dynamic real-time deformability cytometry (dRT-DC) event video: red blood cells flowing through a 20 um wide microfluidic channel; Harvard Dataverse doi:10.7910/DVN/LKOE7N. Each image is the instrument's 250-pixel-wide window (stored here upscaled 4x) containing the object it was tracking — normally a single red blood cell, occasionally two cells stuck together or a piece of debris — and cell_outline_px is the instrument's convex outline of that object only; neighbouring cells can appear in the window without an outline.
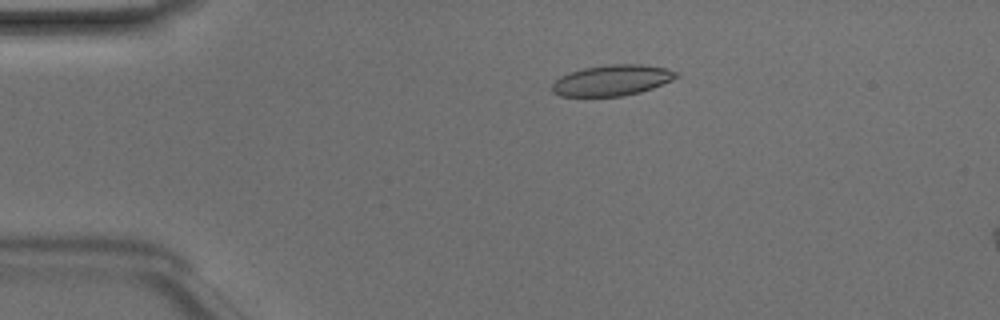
{"species": "Egyptian fruit bat (a non-hibernating species)", "species_latin": "Rousettus aegyptiacus", "temperature_condition": "room temperature", "stored_images_in_passage": 44, "camera_frame_rate_fps": 3000, "um_per_image_px": 0.085, "animal": {"sex": "male"}, "frame": {"image": 1, "passage_image": 5, "time_ms": 1.333, "image_size_px": [1000, 320], "cell_outline_px": [[680, 76], [672, 80], [652, 88], [640, 92], [624, 96], [560, 96], [552, 92], [552, 84], [560, 76], [584, 68], [608, 64], [640, 64], [668, 68], [680, 72]], "centroid_in_image_um": [52.07, 6.82], "position_along_channel_um": 32.9, "area_um2": 22.37}}
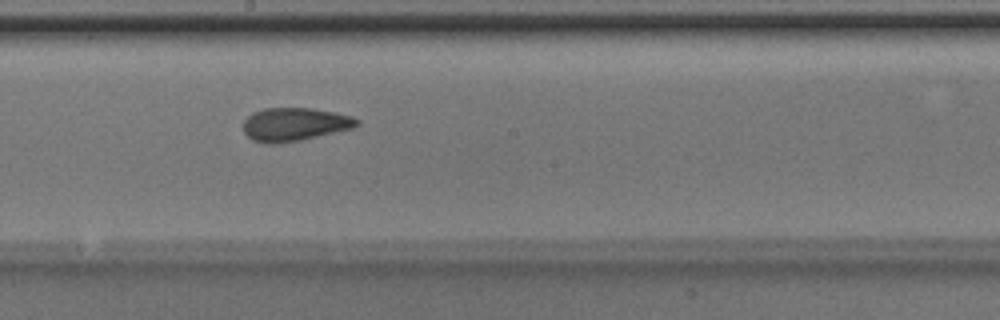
{"frame": {"image": 2, "passage_image": 22, "time_ms": 7.0, "image_size_px": [1000, 320], "cell_outline_px": [[360, 124], [352, 128], [300, 140], [276, 144], [264, 144], [252, 140], [244, 132], [244, 120], [252, 112], [264, 108], [312, 108], [352, 116], [360, 120]], "centroid_in_image_um": [25.01, 10.57], "position_along_channel_um": 223.2, "area_um2": 22.02}}
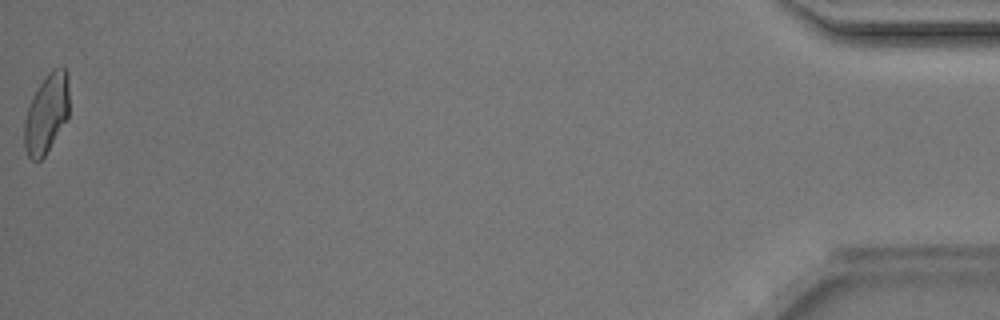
{"frame": {"image": 3, "passage_image": 44, "time_ms": 14.333, "image_size_px": [1000, 320], "cell_outline_px": [[68, 116], [44, 156], [36, 164], [28, 156], [24, 144], [24, 120], [32, 96], [44, 76], [52, 68], [64, 68], [68, 72]], "centroid_in_image_um": [3.93, 9.63], "position_along_channel_um": 431.3, "area_um2": 20.63}, "authors_computed_cell_mechanics": {"area_um2": 21.4149, "velocity_mm_per_s": 4.1649, "shape_relaxation_time_tau1_ms": 5.4232, "shape_relaxation_time_tau2_ms": 1.5206, "deformation_change_tau1": 0.1661, "deformation_change_tau2": 0.0619}}